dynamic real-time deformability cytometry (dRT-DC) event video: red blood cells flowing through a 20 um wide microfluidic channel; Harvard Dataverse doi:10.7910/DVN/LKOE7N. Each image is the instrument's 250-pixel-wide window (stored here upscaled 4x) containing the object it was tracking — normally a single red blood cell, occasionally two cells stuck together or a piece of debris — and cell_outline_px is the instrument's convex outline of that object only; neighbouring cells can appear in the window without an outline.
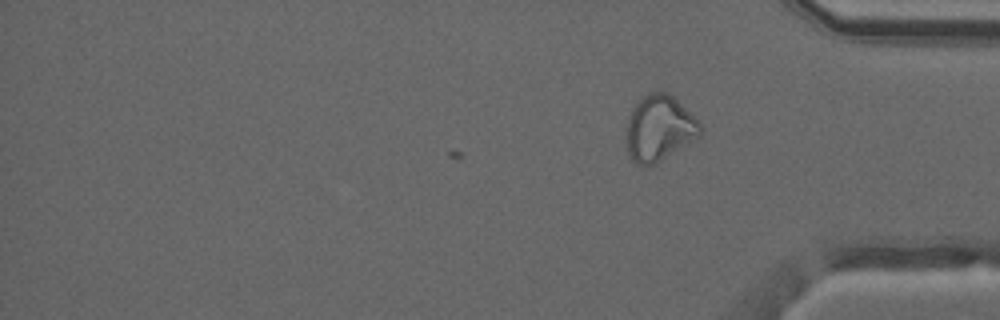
{"species": "common noctule bat (a hibernating species)", "species_latin": "Nyctalus noctula", "temperature_condition": "warm", "stored_images_in_passage": 30, "camera_frame_rate_fps": 3000, "um_per_image_px": 0.085, "animal": {"sex": "male", "forearm_length_mm": 52.5}, "frame": {"image": 1, "passage_image": 30, "time_ms": 9.667, "image_size_px": [1000, 320], "cell_outline_px": [[704, 128], [700, 136], [656, 164], [636, 164], [632, 160], [628, 152], [624, 136], [624, 128], [636, 104], [644, 96], [652, 92], [668, 92]], "centroid_in_image_um": [56.01, 10.93], "position_along_channel_um": 379.2, "area_um2": 28.03}, "authors_computed_cell_mechanics": {"area_um2": 25.721, "velocity_mm_per_s": 4.1645, "shape_relaxation_time_tau1_ms": null, "shape_relaxation_time_tau2_ms": 1.1263, "deformation_change_tau1": null, "deformation_change_tau2": 0.0598}}